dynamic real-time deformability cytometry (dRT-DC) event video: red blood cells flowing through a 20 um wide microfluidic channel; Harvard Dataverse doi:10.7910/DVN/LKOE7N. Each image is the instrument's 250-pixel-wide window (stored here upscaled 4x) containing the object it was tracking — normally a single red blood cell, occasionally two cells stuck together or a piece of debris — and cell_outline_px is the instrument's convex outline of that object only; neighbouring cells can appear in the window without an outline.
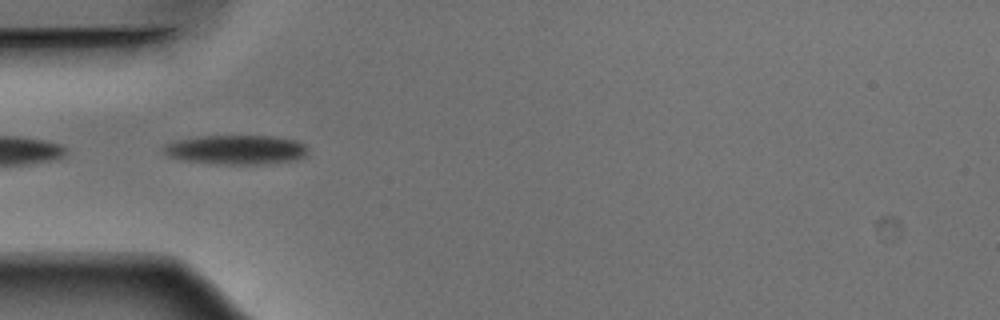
{"species": "Egyptian fruit bat (a non-hibernating species)", "species_latin": "Rousettus aegyptiacus", "temperature_condition": "warm", "stored_images_in_passage": 5, "camera_frame_rate_fps": 3000, "um_per_image_px": 0.085, "animal": {"sex": "male"}, "frame": {"image": 1, "passage_image": 2, "time_ms": 0.333, "image_size_px": [1000, 320], "cell_outline_px": [[308, 156], [296, 160], [264, 164], [220, 164], [184, 160], [168, 156], [164, 152], [164, 144], [176, 140], [200, 136], [272, 136], [296, 140], [304, 144], [308, 148]], "centroid_in_image_um": [20.12, 12.72], "position_along_channel_um": 64.9, "area_um2": 24.8}}